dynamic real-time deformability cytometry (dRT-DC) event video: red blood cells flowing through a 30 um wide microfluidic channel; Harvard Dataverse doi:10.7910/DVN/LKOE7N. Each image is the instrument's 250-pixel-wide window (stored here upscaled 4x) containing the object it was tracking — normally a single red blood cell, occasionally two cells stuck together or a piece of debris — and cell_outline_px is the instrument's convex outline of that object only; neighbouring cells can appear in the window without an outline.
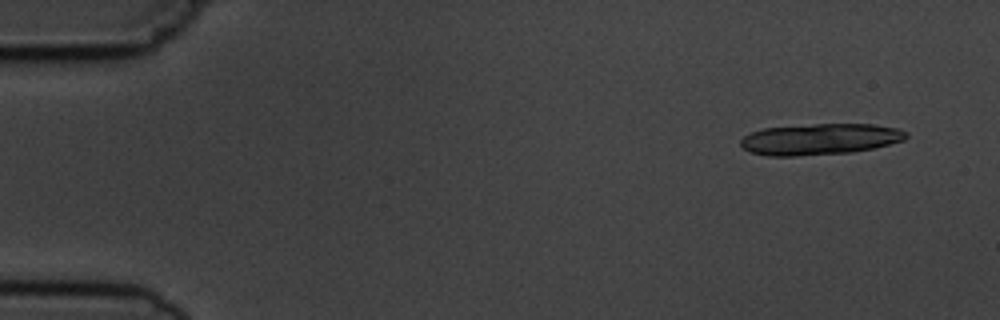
{"species": "common noctule bat (a hibernating species)", "species_latin": "Nyctalus noctula", "temperature_condition": "cold", "stored_images_in_passage": 10, "camera_frame_rate_fps": 3000, "um_per_image_px": 0.085, "animal": {"sex": "male", "body_mass_g": 19.5, "forearm_length_mm": 54.6}, "frame": {"image": 1, "passage_image": 1, "time_ms": 0.0, "image_size_px": [1000, 320], "cell_outline_px": [[908, 136], [904, 140], [872, 148], [852, 152], [796, 156], [768, 156], [752, 152], [744, 148], [740, 144], [740, 140], [744, 136], [752, 132], [764, 128], [816, 124], [872, 124], [896, 128], [908, 132]], "centroid_in_image_um": [69.7, 11.83], "position_along_channel_um": 15.3, "area_um2": 29.88}}
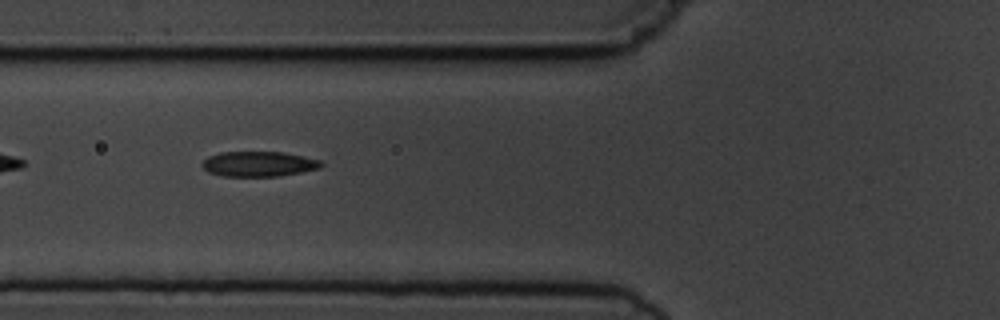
{"frame": {"image": 2, "passage_image": 6, "time_ms": 5.667, "image_size_px": [1000, 320], "cell_outline_px": [[324, 164], [320, 168], [280, 176], [220, 176], [208, 172], [200, 164], [208, 156], [220, 152], [284, 152], [304, 156], [320, 160]], "centroid_in_image_um": [21.98, 13.93], "position_along_channel_um": 103.8, "area_um2": 17.51}}
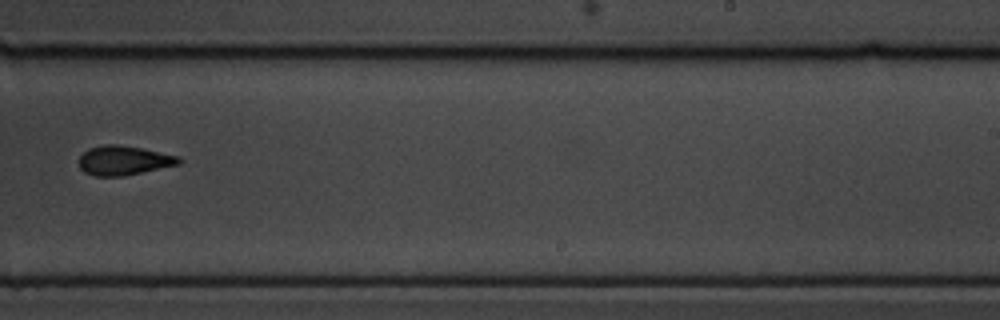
{"frame": {"image": 3, "passage_image": 10, "time_ms": 10.333, "image_size_px": [1000, 320], "cell_outline_px": [[180, 164], [124, 176], [92, 176], [84, 172], [80, 168], [80, 156], [88, 148], [104, 144], [116, 144], [140, 148], [180, 156]], "centroid_in_image_um": [10.5, 13.64], "position_along_channel_um": 278.5, "area_um2": 17.05}}